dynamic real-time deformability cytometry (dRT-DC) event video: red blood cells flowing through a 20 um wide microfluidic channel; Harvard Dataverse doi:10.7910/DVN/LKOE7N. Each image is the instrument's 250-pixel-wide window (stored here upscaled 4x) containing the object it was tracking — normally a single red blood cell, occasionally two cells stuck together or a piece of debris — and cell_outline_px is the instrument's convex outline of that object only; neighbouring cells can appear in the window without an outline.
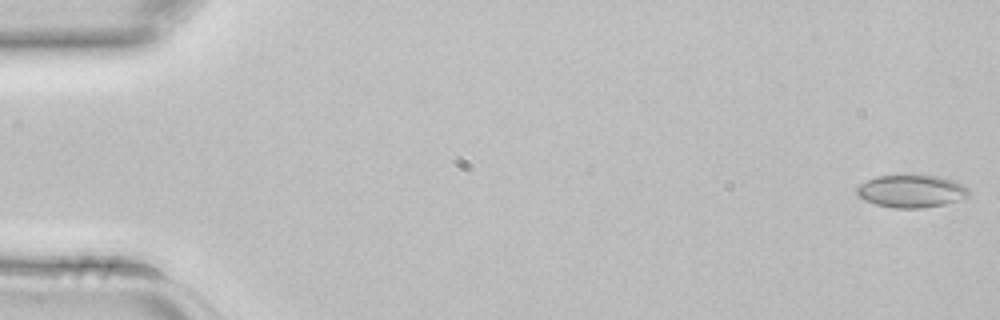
{"species": "common noctule bat (a hibernating species)", "species_latin": "Nyctalus noctula", "temperature_condition": "room temperature", "stored_images_in_passage": 4, "segment_of_instrument_passage": [2, 2], "camera_frame_rate_fps": 3000, "um_per_image_px": 0.085, "animal": {"sex": "female", "body_mass_g": 22.7, "forearm_length_mm": 54.2}, "frame": {"image": 1, "passage_image": 4, "time_ms": 1.0, "image_size_px": [1000, 320], "cell_outline_px": [[972, 192], [968, 196], [944, 204], [920, 208], [896, 208], [876, 204], [864, 200], [856, 192], [856, 188], [860, 184], [876, 176], [904, 172], [940, 176], [952, 180], [968, 188]], "centroid_in_image_um": [77.45, 16.19], "position_along_channel_um": 7.6, "area_um2": 21.85}}